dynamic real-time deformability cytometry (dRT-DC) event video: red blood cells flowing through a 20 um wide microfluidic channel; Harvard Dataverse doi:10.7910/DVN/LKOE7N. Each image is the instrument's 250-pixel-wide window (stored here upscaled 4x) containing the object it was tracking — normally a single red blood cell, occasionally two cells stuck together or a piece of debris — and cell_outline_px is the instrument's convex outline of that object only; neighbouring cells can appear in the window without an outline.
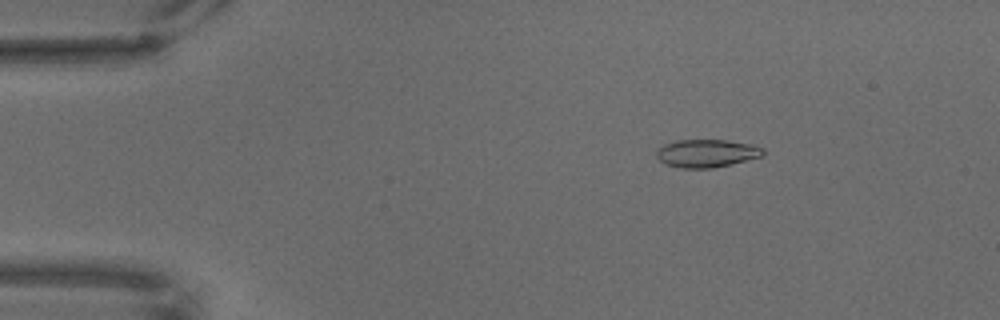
{"species": "common noctule bat (a hibernating species)", "species_latin": "Nyctalus noctula", "temperature_condition": "warm", "stored_images_in_passage": 69, "camera_frame_rate_fps": 3000, "um_per_image_px": 0.085, "animal": {"sex": "male", "body_mass_g": 18.8}, "frame": {"image": 1, "passage_image": 11, "time_ms": 3.333, "image_size_px": [1000, 320], "cell_outline_px": [[764, 156], [712, 168], [680, 168], [668, 164], [660, 160], [656, 156], [656, 152], [664, 144], [676, 140], [728, 140], [752, 144], [764, 148]], "centroid_in_image_um": [60.1, 13.02], "position_along_channel_um": 24.9, "area_um2": 17.28}}
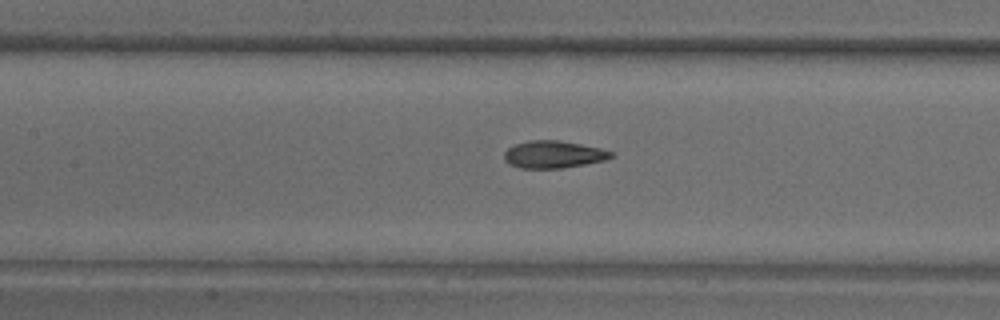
{"frame": {"image": 2, "passage_image": 32, "time_ms": 10.333, "image_size_px": [1000, 320], "cell_outline_px": [[616, 156], [604, 160], [584, 164], [560, 168], [520, 168], [508, 164], [504, 160], [504, 152], [508, 148], [516, 144], [528, 140], [556, 140], [580, 144], [600, 148], [616, 152]], "centroid_in_image_um": [47.05, 13.13], "position_along_channel_um": 160.3, "area_um2": 17.05}}
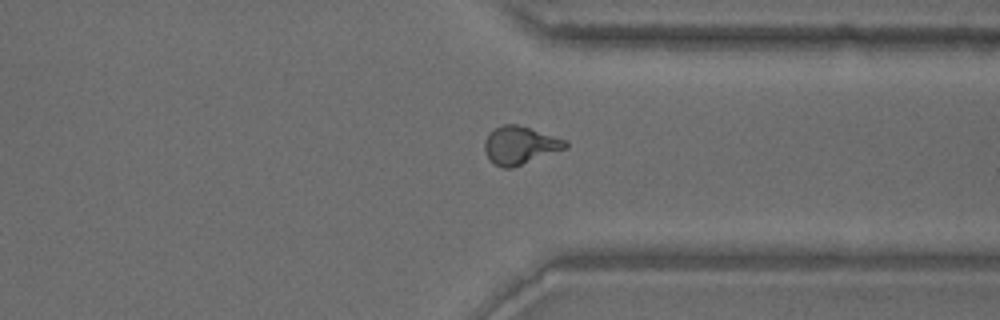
{"frame": {"image": 3, "passage_image": 53, "time_ms": 17.333, "image_size_px": [1000, 320], "cell_outline_px": [[568, 148], [512, 168], [500, 168], [488, 156], [484, 148], [484, 140], [488, 132], [504, 124], [516, 124], [568, 140]], "centroid_in_image_um": [44.22, 12.35], "position_along_channel_um": 367.2, "area_um2": 17.86}}